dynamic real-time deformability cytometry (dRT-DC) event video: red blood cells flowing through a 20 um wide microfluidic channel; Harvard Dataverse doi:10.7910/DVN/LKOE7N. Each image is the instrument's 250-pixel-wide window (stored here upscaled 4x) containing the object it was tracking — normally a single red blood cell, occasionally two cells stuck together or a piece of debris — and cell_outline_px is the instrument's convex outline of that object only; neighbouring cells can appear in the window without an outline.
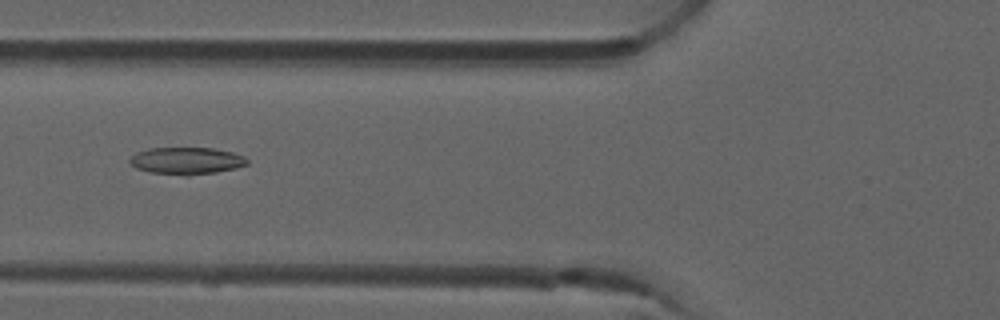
{"species": "common noctule bat (a hibernating species)", "species_latin": "Nyctalus noctula", "temperature_condition": "room temperature", "stored_images_in_passage": 52, "camera_frame_rate_fps": 3000, "um_per_image_px": 0.085, "animal": {"sex": "male", "forearm_length_mm": 52.5}, "frame": {"image": 1, "passage_image": 20, "time_ms": 6.333, "image_size_px": [1000, 320], "cell_outline_px": [[248, 164], [236, 168], [216, 172], [188, 176], [184, 176], [152, 172], [136, 168], [128, 160], [136, 152], [148, 148], [212, 148], [232, 152], [244, 156], [248, 160]], "centroid_in_image_um": [15.86, 13.67], "position_along_channel_um": 109.9, "area_um2": 18.55}}
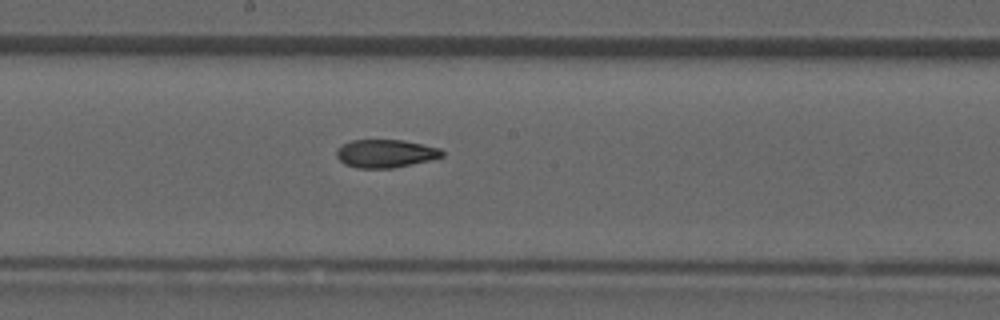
{"frame": {"image": 2, "passage_image": 28, "time_ms": 9.0, "image_size_px": [1000, 320], "cell_outline_px": [[444, 156], [428, 160], [392, 168], [356, 168], [344, 164], [336, 156], [336, 152], [344, 144], [352, 140], [404, 140], [424, 144], [440, 148], [444, 152]], "centroid_in_image_um": [32.78, 13.05], "position_along_channel_um": 215.4, "area_um2": 17.17}}
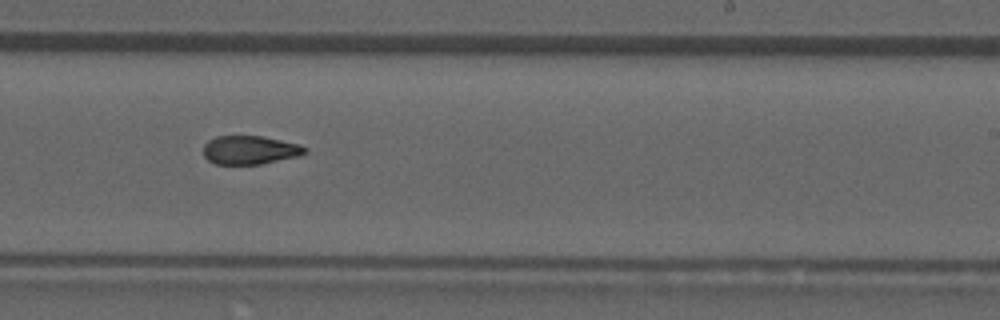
{"frame": {"image": 3, "passage_image": 32, "time_ms": 10.333, "image_size_px": [1000, 320], "cell_outline_px": [[308, 152], [300, 156], [260, 164], [216, 164], [208, 160], [204, 156], [204, 144], [208, 140], [216, 136], [260, 136], [300, 144], [308, 148]], "centroid_in_image_um": [21.27, 12.75], "position_along_channel_um": 267.7, "area_um2": 16.99}, "authors_computed_cell_mechanics": {"area_um2": 17.9469, "velocity_mm_per_s": 3.9486, "shape_relaxation_time_tau1_ms": null, "shape_relaxation_time_tau2_ms": 4.1195, "deformation_change_tau1": null, "deformation_change_tau2": 0.1218}}